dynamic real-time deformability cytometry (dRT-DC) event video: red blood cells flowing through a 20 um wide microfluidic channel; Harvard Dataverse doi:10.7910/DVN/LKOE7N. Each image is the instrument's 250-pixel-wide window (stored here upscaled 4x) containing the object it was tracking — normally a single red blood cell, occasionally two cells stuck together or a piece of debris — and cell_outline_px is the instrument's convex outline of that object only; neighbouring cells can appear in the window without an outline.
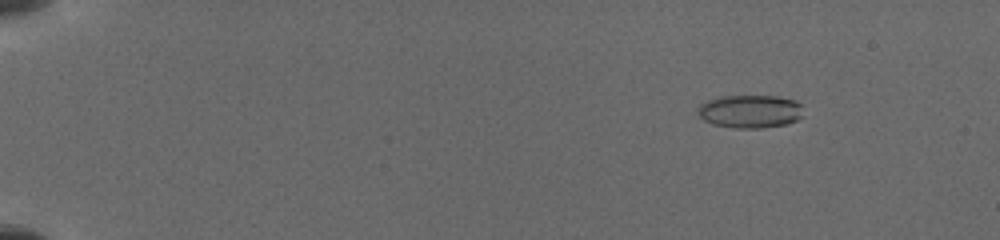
{"species": "common noctule bat (a hibernating species)", "species_latin": "Nyctalus noctula", "temperature_condition": "cold", "stored_images_in_passage": 14, "camera_frame_rate_fps": 3000, "um_per_image_px": 0.085, "animal": {"sex": "female", "body_mass_g": 19.5, "forearm_length_mm": 54.1}, "frame": {"image": 1, "passage_image": 4, "time_ms": 2.0, "image_size_px": [1000, 240], "cell_outline_px": [[800, 116], [796, 120], [784, 124], [760, 128], [736, 128], [716, 124], [704, 120], [696, 112], [700, 104], [708, 100], [720, 96], [776, 96], [796, 100], [800, 104]], "centroid_in_image_um": [63.72, 9.45], "position_along_channel_um": 21.3, "area_um2": 20.06}}
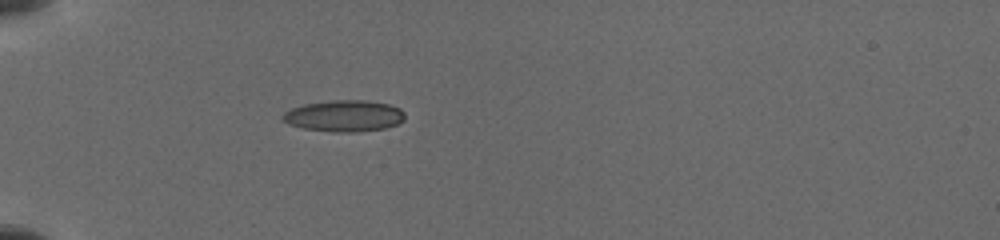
{"frame": {"image": 2, "passage_image": 10, "time_ms": 5.667, "image_size_px": [1000, 240], "cell_outline_px": [[404, 120], [396, 124], [384, 128], [352, 132], [332, 132], [304, 128], [288, 124], [280, 120], [280, 116], [284, 112], [292, 108], [304, 104], [332, 100], [368, 100], [388, 104], [400, 108], [404, 112]], "centroid_in_image_um": [29.22, 9.84], "position_along_channel_um": 55.8, "area_um2": 22.43}}
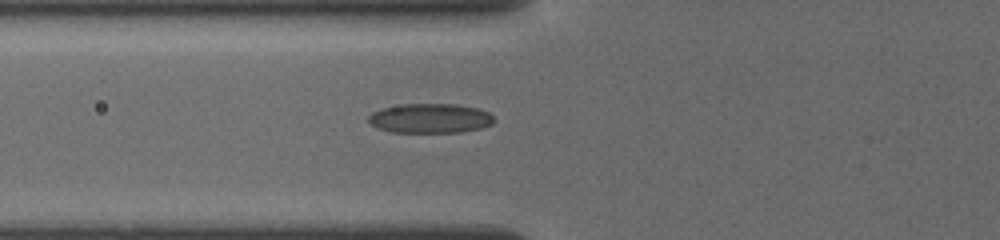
{"frame": {"image": 3, "passage_image": 12, "time_ms": 7.0, "image_size_px": [1000, 240], "cell_outline_px": [[492, 124], [480, 128], [460, 132], [392, 132], [380, 128], [372, 124], [368, 120], [368, 116], [372, 112], [380, 108], [404, 104], [456, 104], [476, 108], [488, 112], [492, 116]], "centroid_in_image_um": [36.54, 10.05], "position_along_channel_um": 89.3, "area_um2": 21.39}}